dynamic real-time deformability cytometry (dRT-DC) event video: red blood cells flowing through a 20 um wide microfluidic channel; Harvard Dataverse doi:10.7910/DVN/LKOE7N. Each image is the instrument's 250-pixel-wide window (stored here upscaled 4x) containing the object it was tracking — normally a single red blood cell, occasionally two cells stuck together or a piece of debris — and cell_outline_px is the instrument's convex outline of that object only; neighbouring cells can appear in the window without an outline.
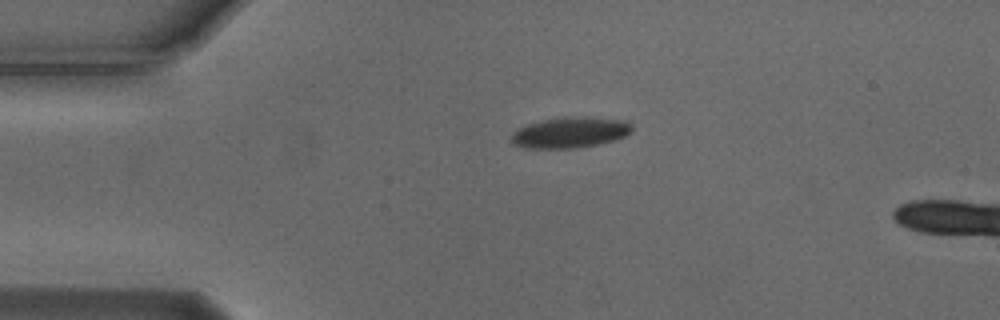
{"species": "Egyptian fruit bat (a non-hibernating species)", "species_latin": "Rousettus aegyptiacus", "temperature_condition": "cold", "stored_images_in_passage": 6, "camera_frame_rate_fps": 3000, "um_per_image_px": 0.085, "animal": {"sex": "male"}, "frame": {"image": 1, "passage_image": 1, "time_ms": 0.0, "image_size_px": [1000, 320], "cell_outline_px": [[632, 132], [624, 136], [612, 140], [596, 144], [576, 148], [528, 148], [516, 144], [512, 140], [512, 132], [528, 124], [544, 120], [564, 116], [628, 120], [632, 124]], "centroid_in_image_um": [48.49, 11.25], "position_along_channel_um": 36.5, "area_um2": 21.27}}